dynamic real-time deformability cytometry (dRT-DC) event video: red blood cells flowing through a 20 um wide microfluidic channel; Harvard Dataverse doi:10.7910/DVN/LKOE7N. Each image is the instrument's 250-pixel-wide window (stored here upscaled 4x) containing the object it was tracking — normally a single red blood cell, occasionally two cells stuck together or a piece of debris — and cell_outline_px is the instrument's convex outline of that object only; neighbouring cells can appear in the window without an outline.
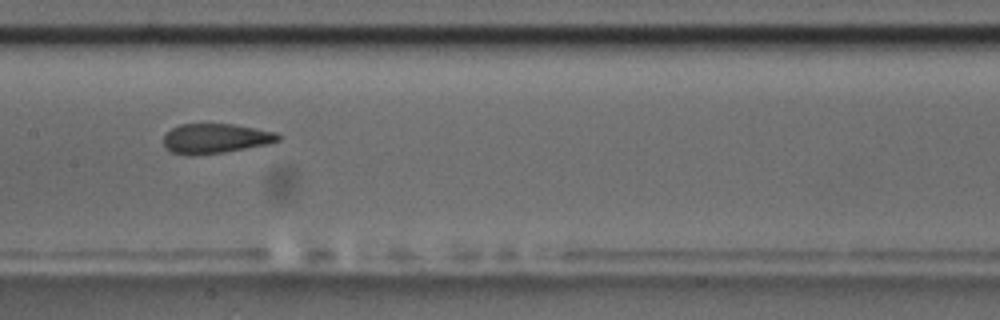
{"species": "common noctule bat (a hibernating species)", "species_latin": "Nyctalus noctula", "temperature_condition": "room temperature", "stored_images_in_passage": 9, "camera_frame_rate_fps": 3000, "um_per_image_px": 0.085, "animal": {"sex": "male", "body_mass_g": 17.5, "forearm_length_mm": 52.3}, "frame": {"image": 1, "passage_image": 9, "time_ms": 2.667, "image_size_px": [1000, 320], "cell_outline_px": [[280, 140], [268, 144], [224, 152], [192, 156], [188, 156], [172, 152], [164, 148], [164, 136], [172, 128], [180, 124], [232, 124], [276, 132], [280, 136]], "centroid_in_image_um": [18.29, 11.78], "position_along_channel_um": 189.1, "area_um2": 19.88}}